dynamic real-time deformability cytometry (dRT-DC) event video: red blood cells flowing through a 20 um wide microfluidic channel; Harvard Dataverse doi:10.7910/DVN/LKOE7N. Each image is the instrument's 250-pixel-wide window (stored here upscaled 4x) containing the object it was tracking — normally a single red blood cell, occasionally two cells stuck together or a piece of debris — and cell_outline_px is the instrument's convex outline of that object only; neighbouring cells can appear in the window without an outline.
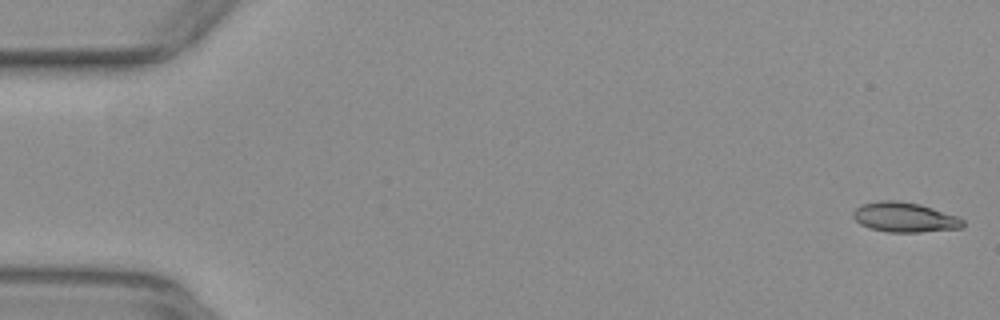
{"species": "common noctule bat (a hibernating species)", "species_latin": "Nyctalus noctula", "temperature_condition": "warm", "stored_images_in_passage": 51, "camera_frame_rate_fps": 3000, "um_per_image_px": 0.085, "animal": {"sex": "female", "body_mass_g": 29.2, "forearm_length_mm": 56.3}, "frame": {"image": 1, "passage_image": 1, "time_ms": 0.0, "image_size_px": [1000, 320], "cell_outline_px": [[964, 224], [960, 228], [920, 232], [888, 232], [868, 228], [860, 224], [852, 216], [852, 212], [856, 208], [864, 204], [880, 200], [896, 200], [920, 204], [956, 216], [964, 220]], "centroid_in_image_um": [76.86, 18.47], "position_along_channel_um": 8.1, "area_um2": 18.96}}
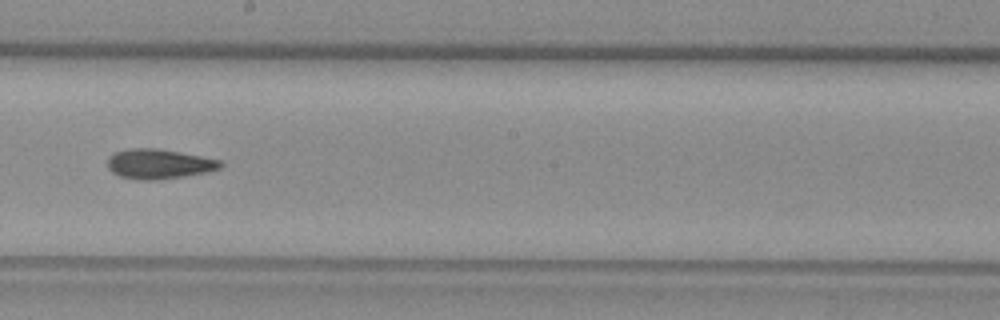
{"frame": {"image": 2, "passage_image": 30, "time_ms": 9.667, "image_size_px": [1000, 320], "cell_outline_px": [[224, 164], [220, 168], [208, 172], [184, 176], [156, 180], [136, 180], [120, 176], [112, 172], [108, 168], [108, 156], [112, 152], [128, 148], [156, 148], [180, 152], [220, 160]], "centroid_in_image_um": [13.47, 13.93], "position_along_channel_um": 234.7, "area_um2": 19.77}}
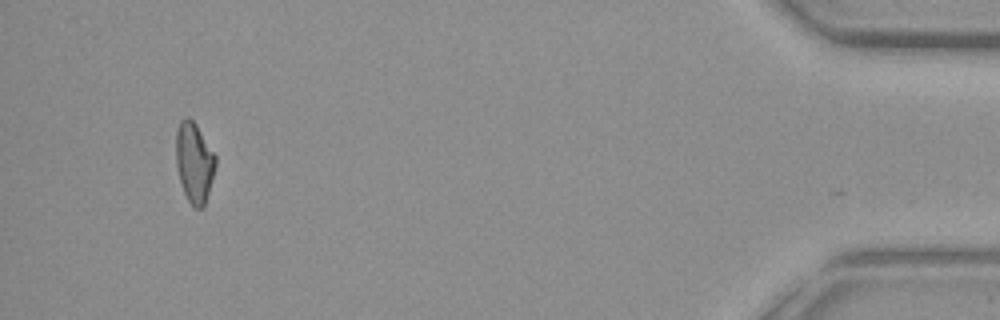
{"frame": {"image": 3, "passage_image": 50, "time_ms": 16.333, "image_size_px": [1000, 320], "cell_outline_px": [[216, 164], [204, 208], [196, 208], [188, 200], [184, 192], [180, 180], [176, 164], [176, 132], [180, 120], [188, 116], [196, 124], [216, 156]], "centroid_in_image_um": [16.51, 13.79], "position_along_channel_um": 418.7, "area_um2": 18.32}, "authors_computed_cell_mechanics": {"area_um2": 19.0162, "velocity_mm_per_s": 3.9243, "shape_relaxation_time_tau1_ms": null, "shape_relaxation_time_tau2_ms": 3.4597, "deformation_change_tau1": null, "deformation_change_tau2": 0.1097}}